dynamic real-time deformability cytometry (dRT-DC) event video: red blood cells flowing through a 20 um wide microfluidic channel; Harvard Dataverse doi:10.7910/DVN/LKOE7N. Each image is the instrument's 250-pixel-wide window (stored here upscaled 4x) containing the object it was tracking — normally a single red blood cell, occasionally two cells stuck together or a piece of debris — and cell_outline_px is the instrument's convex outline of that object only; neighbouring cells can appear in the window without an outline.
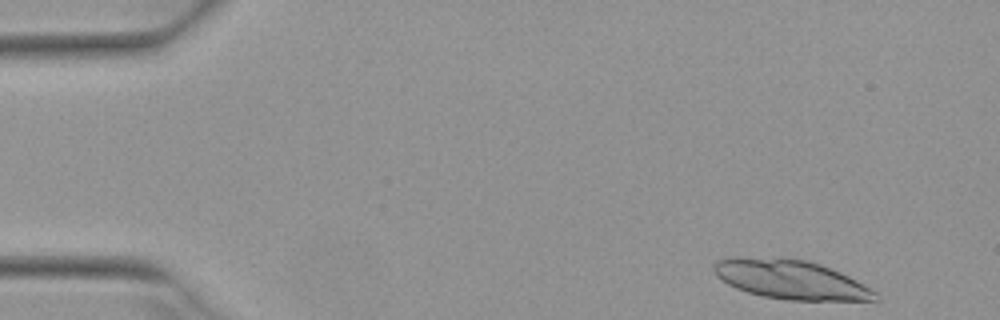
{"species": "Egyptian fruit bat (a non-hibernating species)", "species_latin": "Rousettus aegyptiacus", "temperature_condition": "warm", "stored_images_in_passage": 19, "camera_frame_rate_fps": 3000, "um_per_image_px": 0.085, "animal": {"sex": "female"}, "frame": {"image": 1, "passage_image": 1, "time_ms": 0.0, "image_size_px": [1000, 320], "cell_outline_px": [[880, 300], [788, 300], [764, 296], [748, 292], [736, 288], [728, 284], [716, 276], [712, 268], [712, 264], [716, 260], [732, 256], [784, 256], [808, 260], [820, 264], [840, 272], [856, 280], [876, 292]], "centroid_in_image_um": [67.13, 23.72], "position_along_channel_um": 17.9, "area_um2": 37.34}}